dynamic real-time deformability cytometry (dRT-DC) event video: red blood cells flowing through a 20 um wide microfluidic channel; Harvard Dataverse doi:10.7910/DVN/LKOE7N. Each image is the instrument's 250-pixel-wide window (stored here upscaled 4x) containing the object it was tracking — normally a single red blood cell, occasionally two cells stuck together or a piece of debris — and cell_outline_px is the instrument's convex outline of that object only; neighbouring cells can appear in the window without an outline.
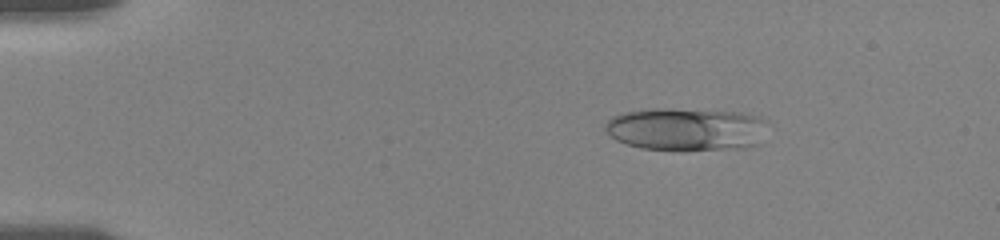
{"species": "human", "species_latin": "Homo sapiens", "temperature_condition": "room temperature", "stored_images_in_passage": 28, "camera_frame_rate_fps": 3000, "um_per_image_px": 0.085, "donor": {"sex": "female"}, "frame": {"image": 1, "passage_image": 6, "time_ms": 2.667, "image_size_px": [1000, 240], "cell_outline_px": [[764, 120], [760, 144], [744, 148], [684, 152], [644, 148], [628, 144], [616, 140], [604, 128], [604, 124], [612, 116], [624, 112], [652, 108], [664, 108], [740, 112], [760, 116]], "centroid_in_image_um": [58.32, 11.0], "position_along_channel_um": 26.7, "area_um2": 41.15}}
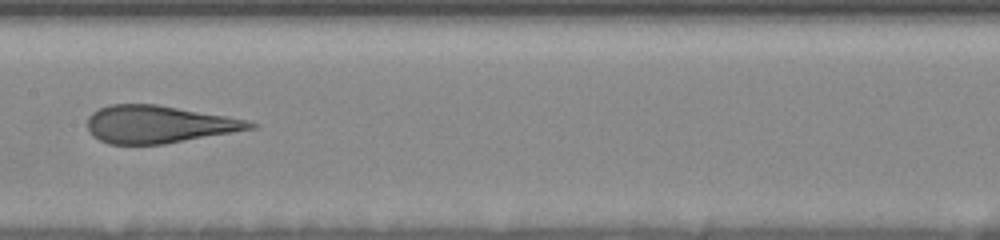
{"frame": {"image": 2, "passage_image": 17, "time_ms": 9.333, "image_size_px": [1000, 240], "cell_outline_px": [[260, 124], [256, 128], [164, 144], [108, 144], [92, 136], [88, 132], [88, 116], [92, 112], [108, 104], [156, 104], [224, 116], [244, 120]], "centroid_in_image_um": [13.43, 10.57], "position_along_channel_um": 194.0, "area_um2": 35.32}}
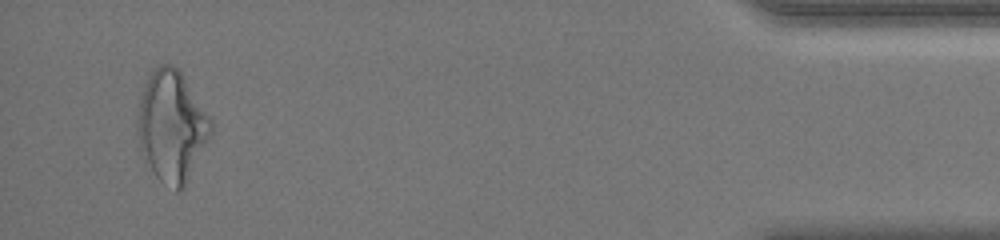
{"frame": {"image": 3, "passage_image": 27, "time_ms": 17.333, "image_size_px": [1000, 240], "cell_outline_px": [[212, 132], [184, 188], [180, 192], [176, 192], [160, 180], [144, 164], [136, 132], [136, 128], [140, 100], [148, 76], [152, 68], [160, 64], [168, 64], [180, 68], [212, 120]], "centroid_in_image_um": [14.58, 10.73], "position_along_channel_um": 420.6, "area_um2": 47.92}, "authors_computed_cell_mechanics": {"area_um2": 39.304, "velocity_mm_per_s": 3.6423, "shape_relaxation_time_tau1_ms": null, "shape_relaxation_time_tau2_ms": 1.1744, "deformation_change_tau1": null, "deformation_change_tau2": 0.1128}}